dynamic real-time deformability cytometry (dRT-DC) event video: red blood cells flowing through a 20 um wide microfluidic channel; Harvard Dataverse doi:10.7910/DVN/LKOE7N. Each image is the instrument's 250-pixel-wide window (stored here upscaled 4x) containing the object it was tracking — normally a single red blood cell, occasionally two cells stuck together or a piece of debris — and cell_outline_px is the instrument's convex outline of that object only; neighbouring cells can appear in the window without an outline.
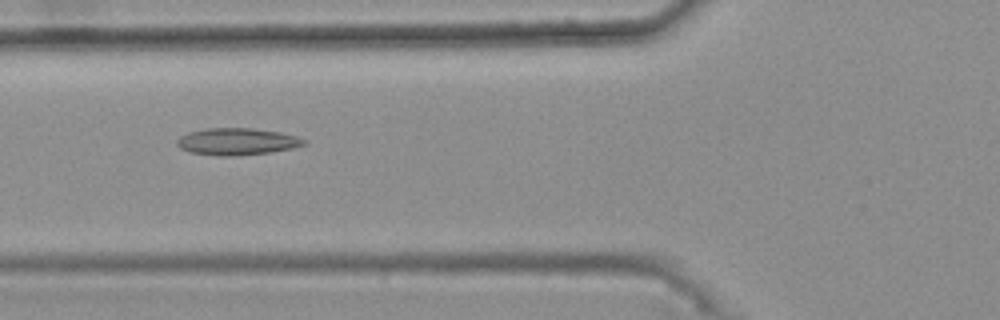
{"species": "common noctule bat (a hibernating species)", "species_latin": "Nyctalus noctula", "temperature_condition": "warm", "stored_images_in_passage": 33, "camera_frame_rate_fps": 3000, "um_per_image_px": 0.085, "animal": {"sex": "female", "body_mass_g": 25.1}, "frame": {"image": 1, "passage_image": 5, "time_ms": 1.333, "image_size_px": [1000, 320], "cell_outline_px": [[308, 140], [304, 144], [292, 148], [268, 152], [240, 156], [220, 156], [188, 152], [180, 148], [176, 144], [176, 140], [180, 136], [188, 132], [204, 128], [252, 128], [280, 132], [296, 136]], "centroid_in_image_um": [20.1, 12.03], "position_along_channel_um": 105.7, "area_um2": 20.06}}
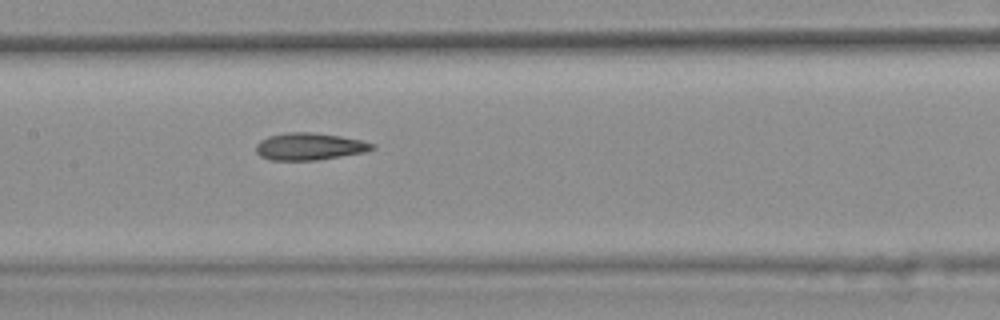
{"frame": {"image": 2, "passage_image": 11, "time_ms": 3.333, "image_size_px": [1000, 320], "cell_outline_px": [[376, 148], [364, 152], [316, 160], [268, 160], [260, 156], [256, 152], [256, 144], [260, 140], [268, 136], [284, 132], [312, 132], [340, 136], [360, 140], [376, 144]], "centroid_in_image_um": [26.27, 12.44], "position_along_channel_um": 181.1, "area_um2": 18.44}}
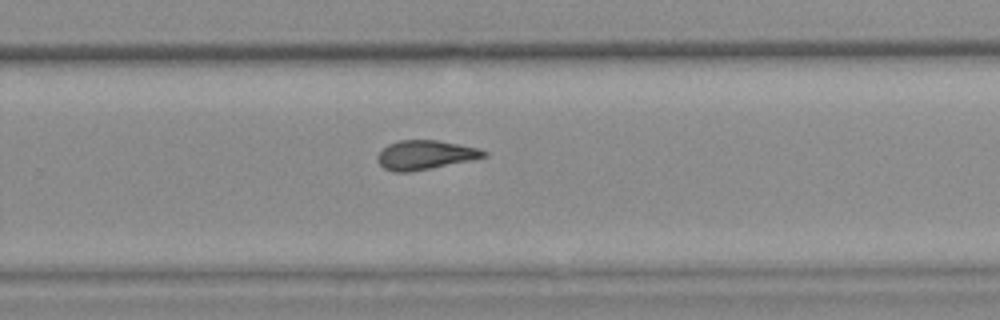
{"frame": {"image": 3, "passage_image": 20, "time_ms": 6.333, "image_size_px": [1000, 320], "cell_outline_px": [[488, 156], [472, 160], [408, 172], [392, 172], [384, 168], [376, 160], [376, 156], [388, 144], [400, 140], [436, 140], [460, 144], [480, 148], [488, 152]], "centroid_in_image_um": [36.16, 13.16], "position_along_channel_um": 293.6, "area_um2": 18.09}, "authors_computed_cell_mechanics": {"area_um2": 18.1492, "velocity_mm_per_s": 3.7657, "shape_relaxation_time_tau1_ms": null, "shape_relaxation_time_tau2_ms": 3.362, "deformation_change_tau1": null, "deformation_change_tau2": 0.1194}}